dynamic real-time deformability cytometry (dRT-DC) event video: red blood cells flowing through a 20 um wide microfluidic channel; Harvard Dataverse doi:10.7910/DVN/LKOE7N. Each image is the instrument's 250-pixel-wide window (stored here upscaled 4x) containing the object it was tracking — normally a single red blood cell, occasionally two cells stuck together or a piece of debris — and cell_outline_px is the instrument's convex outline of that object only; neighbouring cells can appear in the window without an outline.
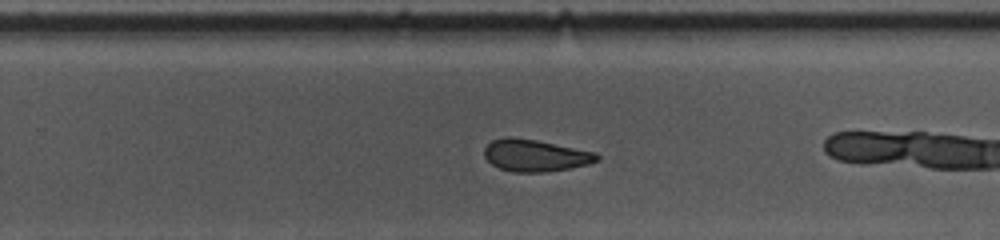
{"species": "common noctule bat (a hibernating species)", "species_latin": "Nyctalus noctula", "temperature_condition": "cold", "stored_images_in_passage": 32, "camera_frame_rate_fps": 3000, "um_per_image_px": 0.085, "animal": {"sex": "female", "body_mass_g": 10.0, "forearm_length_mm": 53.1}, "frame": {"image": 1, "passage_image": 19, "time_ms": 6.0, "image_size_px": [1000, 240], "cell_outline_px": [[600, 160], [588, 164], [568, 168], [544, 172], [512, 172], [500, 168], [492, 164], [484, 156], [484, 148], [492, 140], [504, 136], [512, 136], [536, 140], [596, 152], [600, 156]], "centroid_in_image_um": [45.49, 13.2], "position_along_channel_um": 284.3, "area_um2": 21.04}, "authors_computed_cell_mechanics": {"area_um2": 21.964, "velocity_mm_per_s": 3.6865, "shape_relaxation_time_tau1_ms": 9.0721, "shape_relaxation_time_tau2_ms": 2.5919, "deformation_change_tau1": 0.1829, "deformation_change_tau2": 0.0755}}